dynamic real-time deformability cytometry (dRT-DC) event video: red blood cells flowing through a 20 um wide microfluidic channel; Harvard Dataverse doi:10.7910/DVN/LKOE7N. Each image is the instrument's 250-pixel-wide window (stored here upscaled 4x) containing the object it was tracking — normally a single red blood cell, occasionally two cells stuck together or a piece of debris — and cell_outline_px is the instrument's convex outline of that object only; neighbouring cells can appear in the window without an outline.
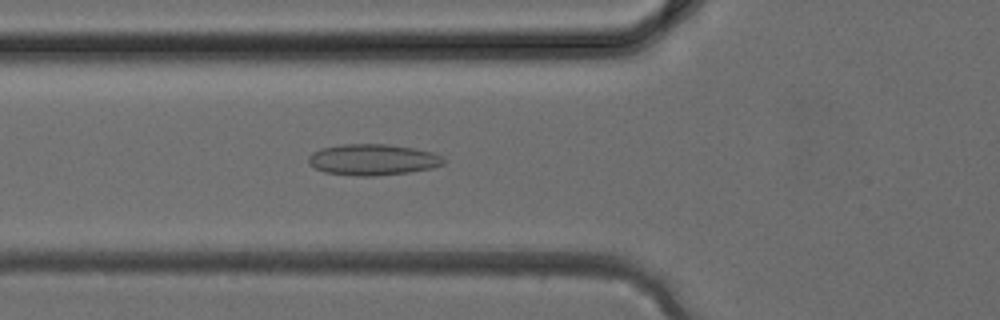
{"species": "common noctule bat (a hibernating species)", "species_latin": "Nyctalus noctula", "temperature_condition": "cold", "stored_images_in_passage": 38, "camera_frame_rate_fps": 3000, "um_per_image_px": 0.085, "animal": {"sex": "female", "body_mass_g": 24.6, "forearm_length_mm": 56.2}, "frame": {"image": 1, "passage_image": 14, "time_ms": 4.333, "image_size_px": [1000, 320], "cell_outline_px": [[448, 160], [444, 164], [432, 168], [408, 172], [372, 176], [356, 176], [324, 172], [308, 164], [308, 156], [312, 152], [320, 148], [340, 144], [388, 144], [416, 148], [432, 152], [444, 156]], "centroid_in_image_um": [31.71, 13.56], "position_along_channel_um": 94.1, "area_um2": 24.85}}
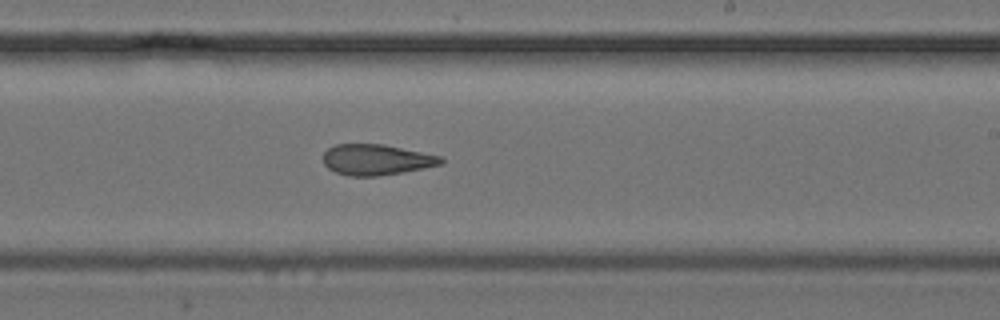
{"frame": {"image": 2, "passage_image": 23, "time_ms": 7.333, "image_size_px": [1000, 320], "cell_outline_px": [[444, 164], [404, 172], [376, 176], [348, 176], [336, 172], [328, 168], [324, 164], [324, 152], [328, 148], [336, 144], [384, 144], [440, 156], [444, 160]], "centroid_in_image_um": [32.0, 13.57], "position_along_channel_um": 257.0, "area_um2": 21.1}}
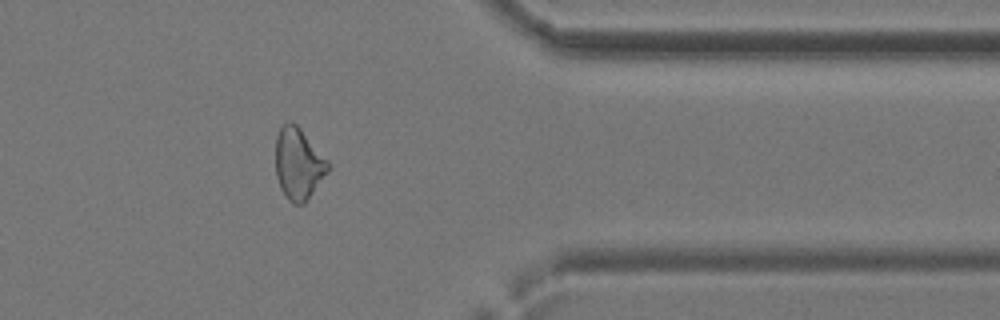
{"frame": {"image": 3, "passage_image": 31, "time_ms": 10.0, "image_size_px": [1000, 320], "cell_outline_px": [[332, 164], [328, 172], [304, 204], [292, 204], [288, 200], [280, 188], [276, 176], [276, 136], [280, 128], [288, 120], [292, 120], [300, 128]], "centroid_in_image_um": [25.38, 13.92], "position_along_channel_um": 386.0, "area_um2": 22.08}}